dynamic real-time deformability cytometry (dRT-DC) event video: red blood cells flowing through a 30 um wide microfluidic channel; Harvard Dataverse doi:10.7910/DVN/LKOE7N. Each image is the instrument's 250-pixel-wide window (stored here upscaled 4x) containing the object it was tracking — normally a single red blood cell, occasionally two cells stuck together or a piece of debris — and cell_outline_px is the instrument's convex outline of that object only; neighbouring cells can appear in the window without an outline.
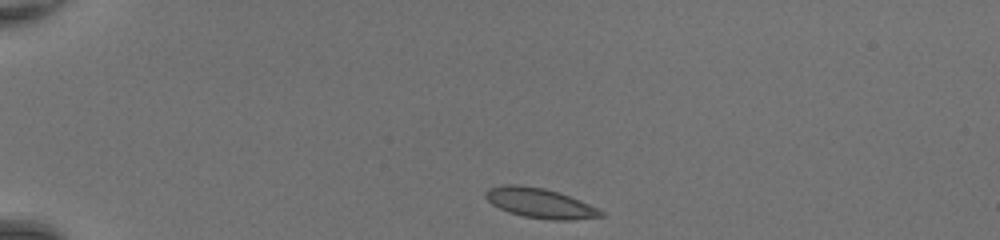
{"species": "common noctule bat (a hibernating species)", "species_latin": "Nyctalus noctula", "temperature_condition": "room temperature", "stored_images_in_passage": 37, "camera_frame_rate_fps": 3000, "um_per_image_px": 0.085, "animal": {"sex": "female", "body_mass_g": 20.0, "forearm_length_mm": 54.0}, "frame": {"image": 1, "passage_image": 1, "time_ms": 0.0, "image_size_px": [1000, 240], "cell_outline_px": [[604, 216], [572, 220], [552, 220], [524, 216], [508, 212], [492, 204], [484, 196], [484, 192], [488, 188], [504, 184], [520, 184], [544, 188], [580, 200], [604, 212]], "centroid_in_image_um": [45.86, 17.25], "position_along_channel_um": 39.1, "area_um2": 19.94}}
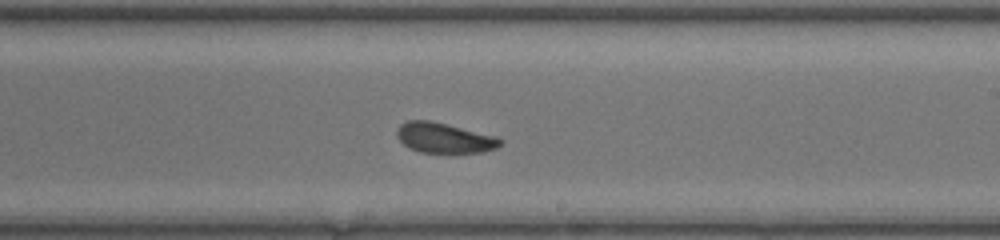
{"frame": {"image": 2, "passage_image": 20, "time_ms": 6.333, "image_size_px": [1000, 240], "cell_outline_px": [[504, 140], [496, 148], [480, 152], [420, 152], [408, 148], [396, 136], [396, 128], [400, 124], [408, 120], [428, 120], [496, 136]], "centroid_in_image_um": [37.72, 11.71], "position_along_channel_um": 251.3, "area_um2": 17.98}}
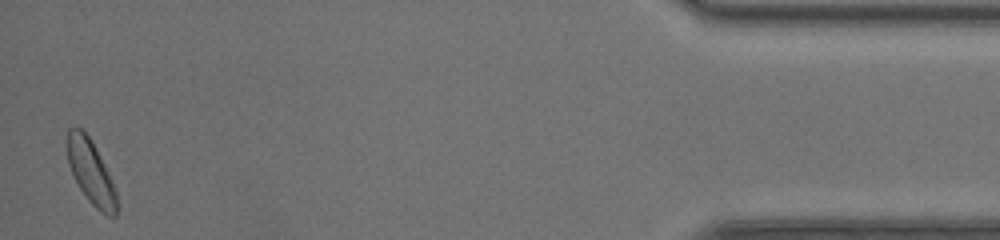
{"frame": {"image": 3, "passage_image": 37, "time_ms": 12.0, "image_size_px": [1000, 240], "cell_outline_px": [[116, 216], [108, 216], [100, 212], [92, 204], [80, 188], [68, 164], [68, 128], [80, 128], [88, 136], [104, 164], [108, 172], [116, 192]], "centroid_in_image_um": [7.73, 14.65], "position_along_channel_um": 427.5, "area_um2": 17.69}, "authors_computed_cell_mechanics": {"area_um2": 19.0162, "velocity_mm_per_s": 4.3705, "shape_relaxation_time_tau1_ms": 3.5, "shape_relaxation_time_tau2_ms": 1.3652, "deformation_change_tau1": 0.0954, "deformation_change_tau2": 0.0722}}